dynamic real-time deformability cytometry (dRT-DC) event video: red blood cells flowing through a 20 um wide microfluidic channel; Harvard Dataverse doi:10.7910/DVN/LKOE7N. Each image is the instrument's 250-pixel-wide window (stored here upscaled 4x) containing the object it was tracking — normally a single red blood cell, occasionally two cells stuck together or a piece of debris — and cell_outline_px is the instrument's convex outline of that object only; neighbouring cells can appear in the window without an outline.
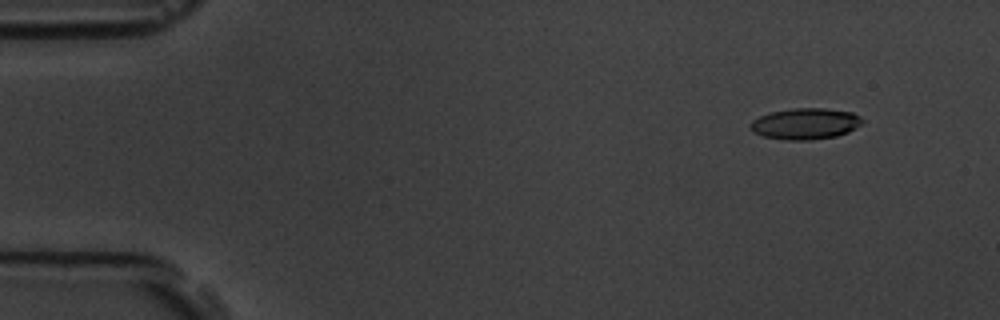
{"species": "common noctule bat (a hibernating species)", "species_latin": "Nyctalus noctula", "temperature_condition": "room temperature", "stored_images_in_passage": 4, "camera_frame_rate_fps": 3000, "um_per_image_px": 0.085, "animal": {"sex": "male", "body_mass_g": 19.5, "forearm_length_mm": 54.6}, "frame": {"image": 1, "passage_image": 1, "time_ms": 0.0, "image_size_px": [1000, 320], "cell_outline_px": [[864, 120], [860, 124], [848, 132], [836, 136], [812, 140], [784, 140], [764, 136], [752, 132], [748, 124], [752, 120], [768, 112], [792, 108], [824, 108], [852, 112], [860, 116]], "centroid_in_image_um": [68.41, 10.51], "position_along_channel_um": 16.6, "area_um2": 20.52}}
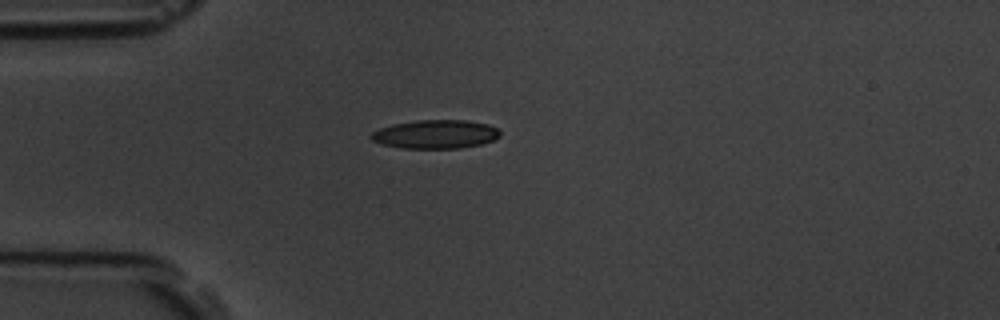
{"frame": {"image": 2, "passage_image": 4, "time_ms": 3.333, "image_size_px": [1000, 320], "cell_outline_px": [[500, 136], [492, 140], [480, 144], [460, 148], [400, 148], [384, 144], [372, 140], [368, 136], [372, 132], [380, 128], [392, 124], [416, 120], [464, 120], [488, 124], [496, 128], [500, 132]], "centroid_in_image_um": [36.99, 11.4], "position_along_channel_um": 48.0, "area_um2": 21.44}}